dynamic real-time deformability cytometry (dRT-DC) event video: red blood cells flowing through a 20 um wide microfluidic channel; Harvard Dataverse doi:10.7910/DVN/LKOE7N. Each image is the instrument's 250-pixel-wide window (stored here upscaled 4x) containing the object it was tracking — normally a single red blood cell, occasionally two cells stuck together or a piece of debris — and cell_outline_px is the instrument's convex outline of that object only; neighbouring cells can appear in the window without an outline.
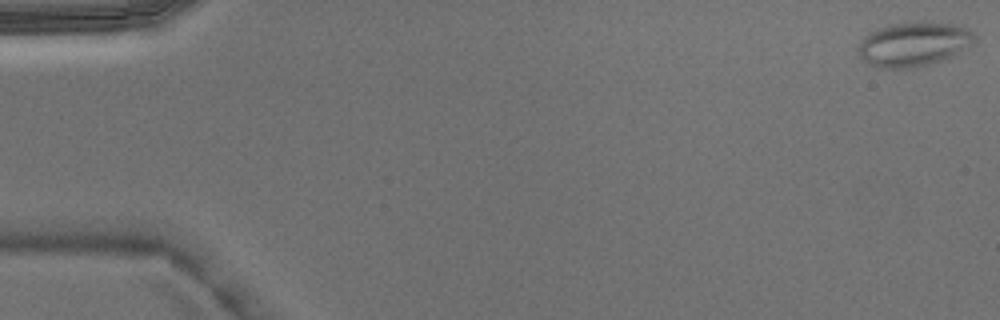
{"species": "Egyptian fruit bat (a non-hibernating species)", "species_latin": "Rousettus aegyptiacus", "temperature_condition": "warm", "stored_images_in_passage": 4, "camera_frame_rate_fps": 3000, "um_per_image_px": 0.085, "animal": {"sex": "male"}, "frame": {"image": 1, "passage_image": 1, "time_ms": 0.0, "image_size_px": [1000, 320], "cell_outline_px": [[976, 40], [972, 44], [952, 56], [928, 64], [904, 68], [880, 68], [864, 60], [860, 56], [860, 44], [864, 36], [868, 32], [876, 28], [888, 24], [920, 20], [956, 24], [968, 28], [976, 36]], "centroid_in_image_um": [77.69, 3.7], "position_along_channel_um": 7.3, "area_um2": 30.11}}
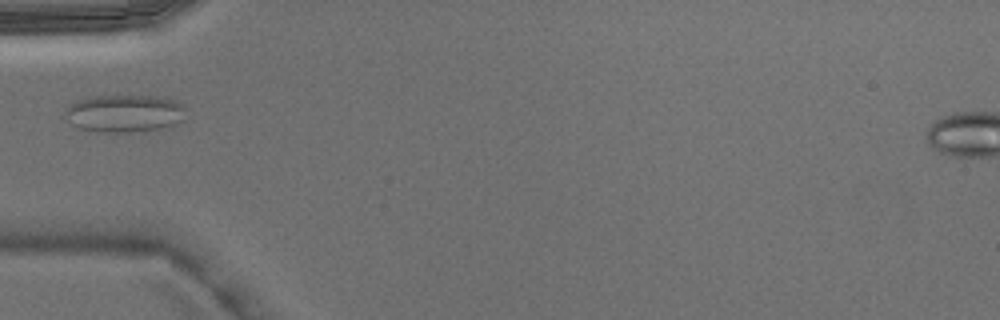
{"frame": {"image": 2, "passage_image": 4, "time_ms": 1.0, "image_size_px": [1000, 320], "cell_outline_px": [[184, 120], [176, 124], [156, 128], [124, 132], [100, 132], [80, 128], [72, 124], [64, 116], [64, 108], [76, 100], [92, 96], [152, 96], [172, 100], [184, 104]], "centroid_in_image_um": [10.52, 9.62], "position_along_channel_um": 74.5, "area_um2": 26.24}}